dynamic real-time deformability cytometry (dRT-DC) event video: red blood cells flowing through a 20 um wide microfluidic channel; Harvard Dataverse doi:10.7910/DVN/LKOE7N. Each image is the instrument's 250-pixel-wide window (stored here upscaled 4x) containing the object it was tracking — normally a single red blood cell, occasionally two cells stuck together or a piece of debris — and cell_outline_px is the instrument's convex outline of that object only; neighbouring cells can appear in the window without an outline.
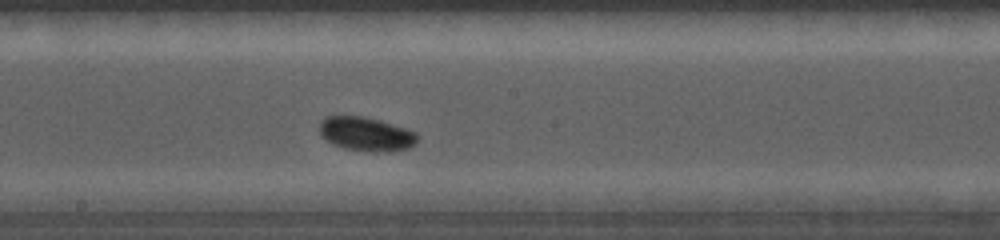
{"species": "common noctule bat (a hibernating species)", "species_latin": "Nyctalus noctula", "temperature_condition": "cold", "stored_images_in_passage": 9, "camera_frame_rate_fps": 5000, "um_per_image_px": 0.085, "animal": {"sex": "female", "body_mass_g": 19.0, "forearm_length_mm": 56.7}, "frame": {"image": 1, "passage_image": 9, "time_ms": 5.2, "image_size_px": [1000, 240], "cell_outline_px": [[420, 136], [416, 144], [408, 148], [388, 152], [372, 152], [344, 148], [332, 144], [320, 136], [320, 120], [328, 116], [364, 116], [380, 120], [416, 132]], "centroid_in_image_um": [31.13, 11.4], "position_along_channel_um": 217.1, "area_um2": 19.59}}